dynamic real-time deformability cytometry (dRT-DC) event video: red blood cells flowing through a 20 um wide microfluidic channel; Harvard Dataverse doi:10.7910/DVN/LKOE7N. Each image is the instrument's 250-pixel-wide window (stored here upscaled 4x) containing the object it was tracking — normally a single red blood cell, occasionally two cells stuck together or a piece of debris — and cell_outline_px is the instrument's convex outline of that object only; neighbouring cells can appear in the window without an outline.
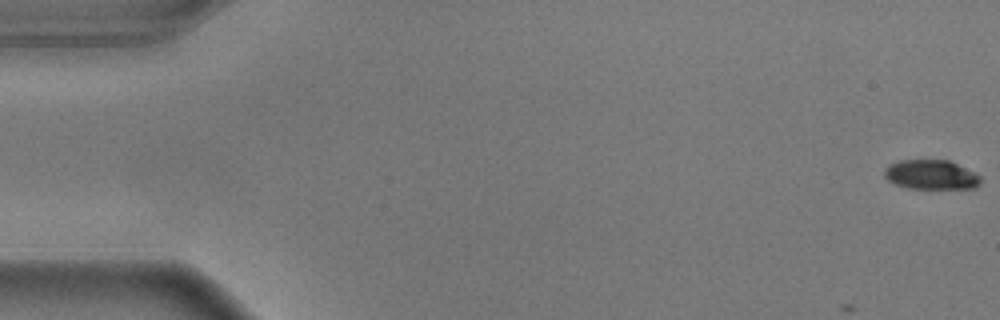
{"species": "common noctule bat (a hibernating species)", "species_latin": "Nyctalus noctula", "temperature_condition": "warm", "stored_images_in_passage": 5, "camera_frame_rate_fps": 3000, "um_per_image_px": 0.085, "animal": {"sex": "male", "body_mass_g": 17.9}, "frame": {"image": 1, "passage_image": 1, "time_ms": 0.0, "image_size_px": [1000, 320], "cell_outline_px": [[980, 184], [976, 188], [908, 188], [896, 184], [888, 180], [884, 176], [884, 168], [888, 164], [900, 160], [948, 160], [976, 172], [980, 176]], "centroid_in_image_um": [79.14, 14.84], "position_along_channel_um": 5.9, "area_um2": 16.59}}